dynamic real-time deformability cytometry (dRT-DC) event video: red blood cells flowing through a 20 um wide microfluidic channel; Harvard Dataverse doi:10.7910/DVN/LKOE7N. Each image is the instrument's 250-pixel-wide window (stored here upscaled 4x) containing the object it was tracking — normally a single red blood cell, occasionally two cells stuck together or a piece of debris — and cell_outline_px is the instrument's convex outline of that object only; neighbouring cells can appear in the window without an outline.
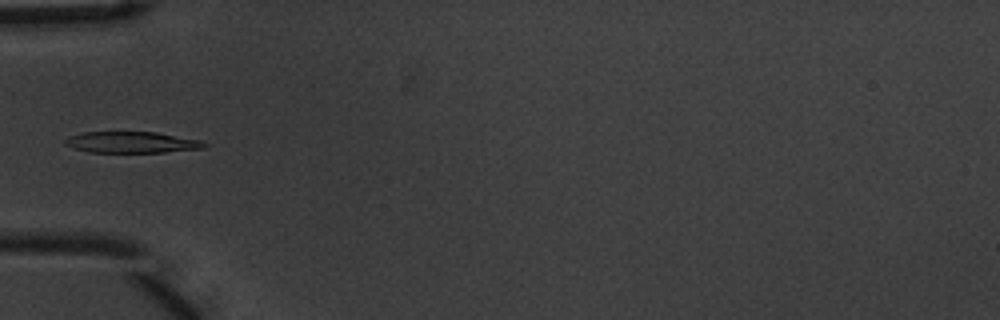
{"species": "common noctule bat (a hibernating species)", "species_latin": "Nyctalus noctula", "temperature_condition": "warm", "stored_images_in_passage": 6, "camera_frame_rate_fps": 3000, "um_per_image_px": 0.085, "animal": {"sex": "male", "body_mass_g": 20.1, "forearm_length_mm": 53.5}, "frame": {"image": 1, "passage_image": 6, "time_ms": 1.667, "image_size_px": [1000, 320], "cell_outline_px": [[208, 144], [204, 148], [164, 152], [88, 152], [64, 144], [64, 140], [72, 136], [84, 132], [156, 132], [200, 140]], "centroid_in_image_um": [11.22, 12.09], "position_along_channel_um": 73.8, "area_um2": 16.99}}